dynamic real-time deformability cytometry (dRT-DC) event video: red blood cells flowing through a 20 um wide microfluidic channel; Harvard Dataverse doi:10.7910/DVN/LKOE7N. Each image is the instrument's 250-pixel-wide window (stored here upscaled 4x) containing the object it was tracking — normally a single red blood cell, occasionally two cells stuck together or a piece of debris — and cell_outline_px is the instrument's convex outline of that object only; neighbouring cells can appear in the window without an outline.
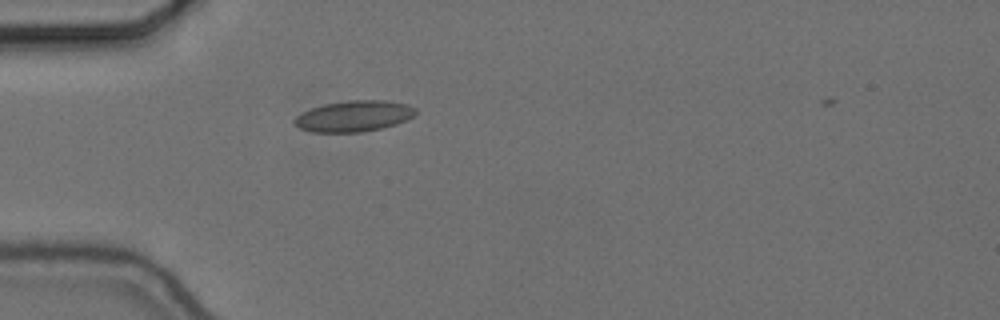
{"species": "common noctule bat (a hibernating species)", "species_latin": "Nyctalus noctula", "temperature_condition": "cold", "stored_images_in_passage": 40, "camera_frame_rate_fps": 3000, "um_per_image_px": 0.085, "animal": {"sex": "female", "body_mass_g": 24.6, "forearm_length_mm": 56.2}, "frame": {"image": 1, "passage_image": 1, "time_ms": 0.0, "image_size_px": [1000, 320], "cell_outline_px": [[416, 112], [412, 116], [396, 124], [380, 128], [360, 132], [312, 132], [300, 128], [292, 120], [296, 116], [312, 108], [324, 104], [348, 100], [384, 100], [408, 104], [416, 108]], "centroid_in_image_um": [30.08, 9.86], "position_along_channel_um": 54.9, "area_um2": 21.68}}
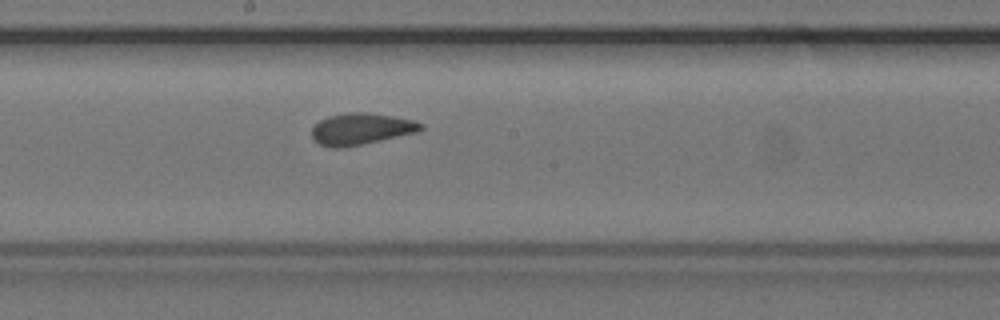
{"frame": {"image": 2, "passage_image": 15, "time_ms": 4.667, "image_size_px": [1000, 320], "cell_outline_px": [[424, 128], [416, 132], [380, 140], [340, 148], [332, 148], [320, 144], [312, 140], [312, 128], [320, 120], [328, 116], [348, 112], [368, 112], [416, 120], [424, 124]], "centroid_in_image_um": [30.69, 10.94], "position_along_channel_um": 217.5, "area_um2": 20.0}}
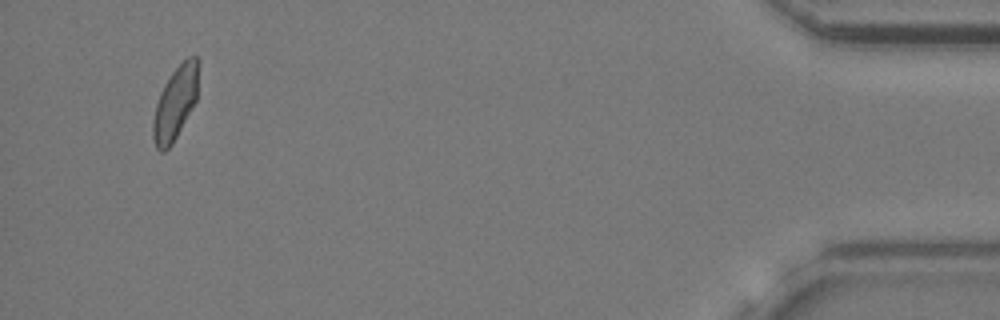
{"frame": {"image": 3, "passage_image": 38, "time_ms": 12.333, "image_size_px": [1000, 320], "cell_outline_px": [[200, 60], [196, 100], [172, 144], [164, 152], [160, 152], [156, 148], [152, 136], [152, 120], [156, 104], [160, 92], [164, 84], [172, 72], [188, 56], [196, 56]], "centroid_in_image_um": [14.89, 8.74], "position_along_channel_um": 420.3, "area_um2": 19.42}}